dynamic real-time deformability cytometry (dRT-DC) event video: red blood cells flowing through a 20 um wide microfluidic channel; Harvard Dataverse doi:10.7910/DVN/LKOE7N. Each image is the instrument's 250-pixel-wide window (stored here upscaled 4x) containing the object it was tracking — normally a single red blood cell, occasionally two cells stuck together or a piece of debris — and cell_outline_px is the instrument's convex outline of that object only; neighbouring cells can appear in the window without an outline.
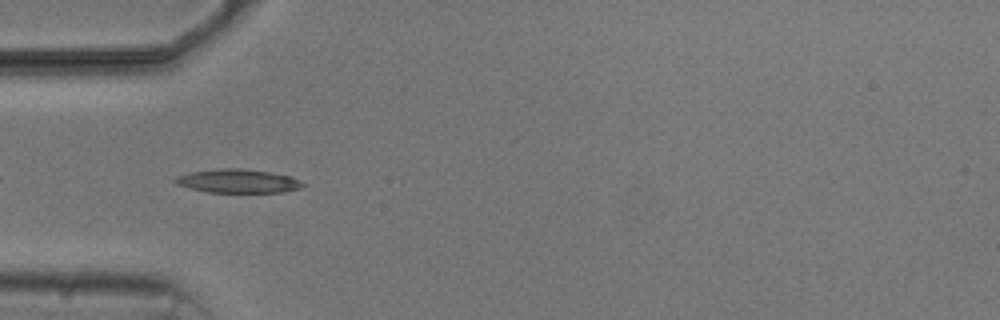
{"species": "common noctule bat (a hibernating species)", "species_latin": "Nyctalus noctula", "temperature_condition": "cold", "stored_images_in_passage": 4, "camera_frame_rate_fps": 3000, "um_per_image_px": 0.085, "animal": {"sex": "male", "body_mass_g": 20.5, "forearm_length_mm": 52.5}, "frame": {"image": 1, "passage_image": 4, "time_ms": 4.333, "image_size_px": [1000, 320], "cell_outline_px": [[304, 184], [300, 188], [284, 192], [208, 192], [176, 184], [172, 180], [176, 176], [192, 172], [224, 168], [240, 168], [268, 172], [292, 176], [300, 180]], "centroid_in_image_um": [20.24, 15.39], "position_along_channel_um": 64.8, "area_um2": 17.4}}